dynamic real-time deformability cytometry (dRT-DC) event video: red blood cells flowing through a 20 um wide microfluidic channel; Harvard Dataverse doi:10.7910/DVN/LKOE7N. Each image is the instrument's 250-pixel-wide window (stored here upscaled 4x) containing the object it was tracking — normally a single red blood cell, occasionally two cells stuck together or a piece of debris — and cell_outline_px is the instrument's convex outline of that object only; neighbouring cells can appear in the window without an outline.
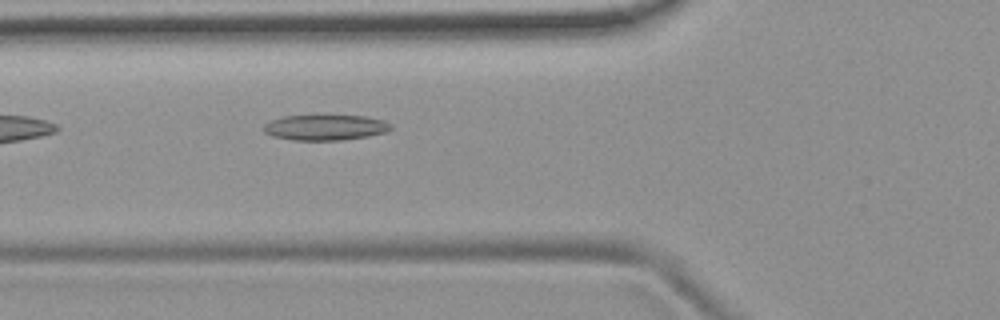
{"species": "common noctule bat (a hibernating species)", "species_latin": "Nyctalus noctula", "temperature_condition": "room temperature", "stored_images_in_passage": 12, "camera_frame_rate_fps": 3000, "um_per_image_px": 0.085, "animal": {"sex": "female", "body_mass_g": 19.9}, "frame": {"image": 1, "passage_image": 3, "time_ms": 0.667, "image_size_px": [1000, 320], "cell_outline_px": [[392, 128], [388, 132], [368, 136], [340, 140], [292, 140], [272, 136], [264, 132], [264, 124], [272, 120], [284, 116], [368, 116], [384, 120], [392, 124]], "centroid_in_image_um": [27.69, 10.84], "position_along_channel_um": 98.1, "area_um2": 18.9}}
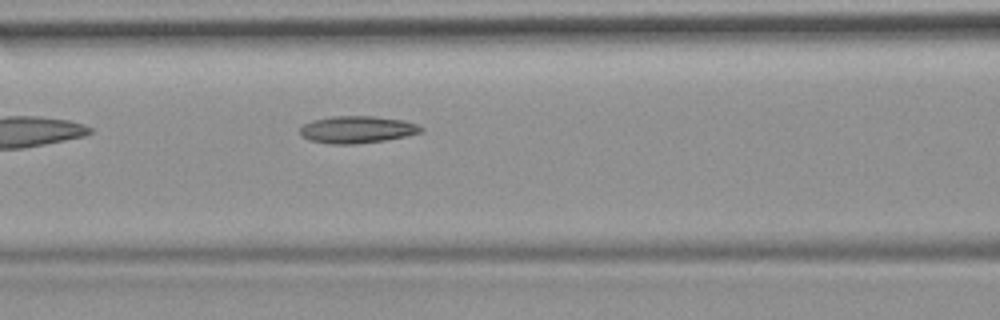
{"frame": {"image": 2, "passage_image": 6, "time_ms": 1.667, "image_size_px": [1000, 320], "cell_outline_px": [[424, 128], [420, 132], [404, 136], [384, 140], [352, 144], [332, 144], [312, 140], [300, 136], [300, 128], [304, 124], [312, 120], [332, 116], [372, 116], [404, 120], [416, 124]], "centroid_in_image_um": [30.32, 11.0], "position_along_channel_um": 136.3, "area_um2": 18.9}}
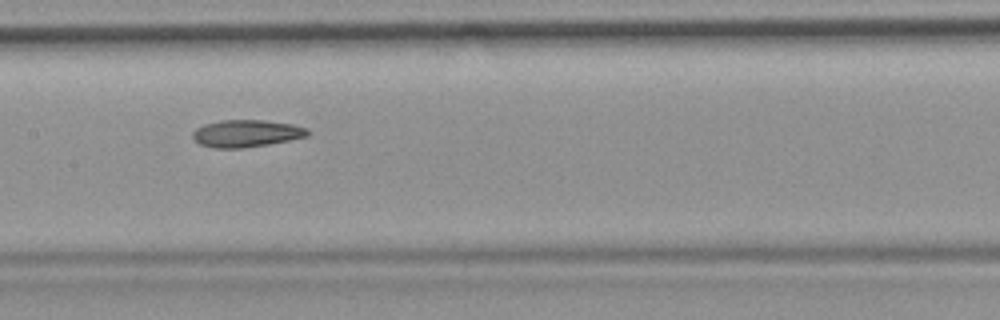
{"frame": {"image": 3, "passage_image": 10, "time_ms": 3.0, "image_size_px": [1000, 320], "cell_outline_px": [[308, 136], [268, 144], [240, 148], [212, 148], [200, 144], [192, 136], [192, 132], [196, 128], [204, 124], [220, 120], [264, 120], [292, 124], [308, 128]], "centroid_in_image_um": [20.92, 11.33], "position_along_channel_um": 186.5, "area_um2": 18.15}}